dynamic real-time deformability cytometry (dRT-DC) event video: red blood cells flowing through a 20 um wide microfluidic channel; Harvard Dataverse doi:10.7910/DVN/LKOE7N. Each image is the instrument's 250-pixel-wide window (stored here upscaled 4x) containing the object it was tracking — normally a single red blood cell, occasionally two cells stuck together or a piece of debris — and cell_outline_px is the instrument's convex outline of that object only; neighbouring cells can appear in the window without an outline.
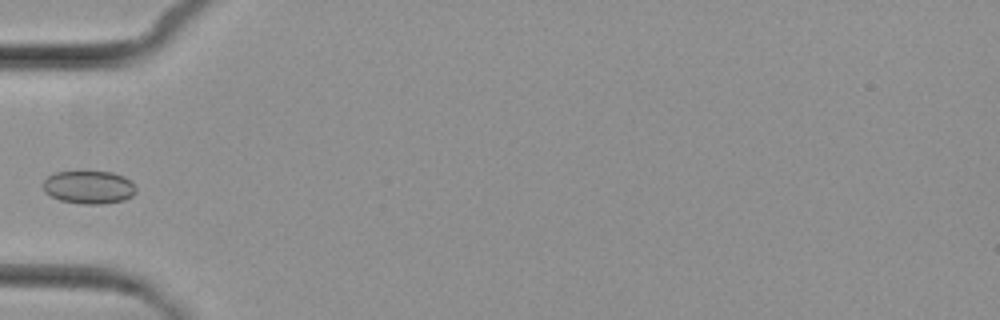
{"species": "common noctule bat (a hibernating species)", "species_latin": "Nyctalus noctula", "temperature_condition": "cold", "stored_images_in_passage": 6, "camera_frame_rate_fps": 3000, "um_per_image_px": 0.085, "animal": {"sex": "female", "body_mass_g": 29.2, "forearm_length_mm": 56.3}, "frame": {"image": 1, "passage_image": 6, "time_ms": 5.667, "image_size_px": [1000, 320], "cell_outline_px": [[136, 192], [132, 196], [124, 200], [100, 204], [84, 204], [60, 200], [44, 192], [44, 180], [48, 176], [56, 172], [112, 172], [124, 176], [136, 188]], "centroid_in_image_um": [7.55, 15.92], "position_along_channel_um": 77.4, "area_um2": 17.69}}